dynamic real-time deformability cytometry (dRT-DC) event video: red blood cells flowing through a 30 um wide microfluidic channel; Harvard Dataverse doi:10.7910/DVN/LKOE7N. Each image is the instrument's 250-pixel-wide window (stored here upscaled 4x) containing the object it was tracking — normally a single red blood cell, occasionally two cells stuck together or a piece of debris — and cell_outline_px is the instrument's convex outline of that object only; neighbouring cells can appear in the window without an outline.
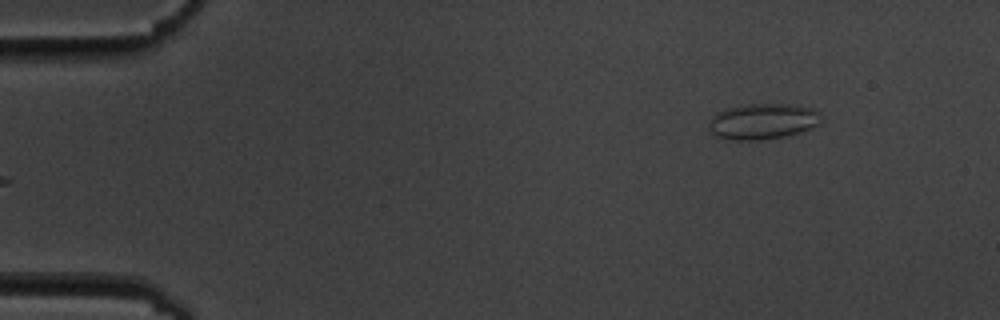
{"species": "common noctule bat (a hibernating species)", "species_latin": "Nyctalus noctula", "temperature_condition": "cold", "stored_images_in_passage": 6, "segment_of_instrument_passage": [2, 2], "camera_frame_rate_fps": 3000, "um_per_image_px": 0.085, "animal": {"sex": "male", "body_mass_g": 19.5, "forearm_length_mm": 54.6}, "frame": {"image": 1, "passage_image": 6, "time_ms": 6.0, "image_size_px": [1000, 320], "cell_outline_px": [[824, 116], [820, 124], [812, 128], [800, 132], [784, 136], [760, 140], [736, 140], [716, 136], [712, 132], [712, 116], [716, 112], [724, 108], [748, 104], [788, 104], [812, 108], [820, 112]], "centroid_in_image_um": [64.91, 10.3], "position_along_channel_um": 20.1, "area_um2": 23.41}}